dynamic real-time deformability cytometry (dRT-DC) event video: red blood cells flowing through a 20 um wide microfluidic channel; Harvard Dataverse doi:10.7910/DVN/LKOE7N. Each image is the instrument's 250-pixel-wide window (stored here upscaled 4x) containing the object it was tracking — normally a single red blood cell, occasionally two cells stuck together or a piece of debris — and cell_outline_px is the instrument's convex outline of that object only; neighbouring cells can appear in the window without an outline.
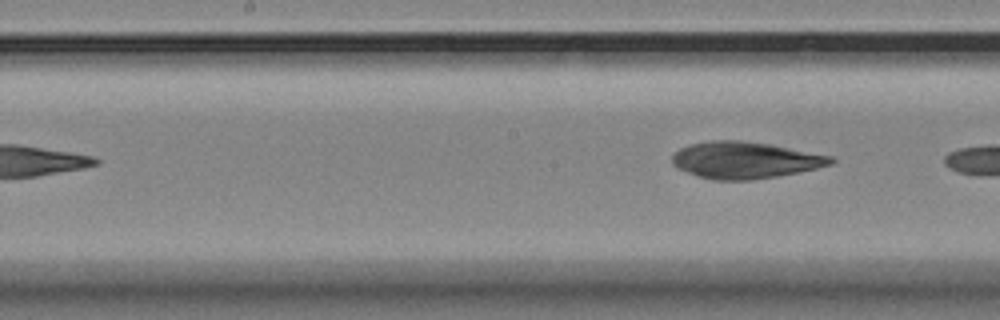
{"species": "Egyptian fruit bat (a non-hibernating species)", "species_latin": "Rousettus aegyptiacus", "temperature_condition": "room temperature", "stored_images_in_passage": 6, "camera_frame_rate_fps": 3000, "um_per_image_px": 0.085, "animal": {"sex": "female"}, "frame": {"image": 1, "passage_image": 6, "time_ms": 1.667, "image_size_px": [1000, 320], "cell_outline_px": [[836, 160], [832, 164], [816, 168], [776, 176], [752, 180], [712, 180], [696, 176], [672, 164], [672, 156], [680, 148], [688, 144], [712, 140], [740, 140], [768, 144], [832, 156]], "centroid_in_image_um": [63.3, 13.61], "position_along_channel_um": 184.9, "area_um2": 33.7}}